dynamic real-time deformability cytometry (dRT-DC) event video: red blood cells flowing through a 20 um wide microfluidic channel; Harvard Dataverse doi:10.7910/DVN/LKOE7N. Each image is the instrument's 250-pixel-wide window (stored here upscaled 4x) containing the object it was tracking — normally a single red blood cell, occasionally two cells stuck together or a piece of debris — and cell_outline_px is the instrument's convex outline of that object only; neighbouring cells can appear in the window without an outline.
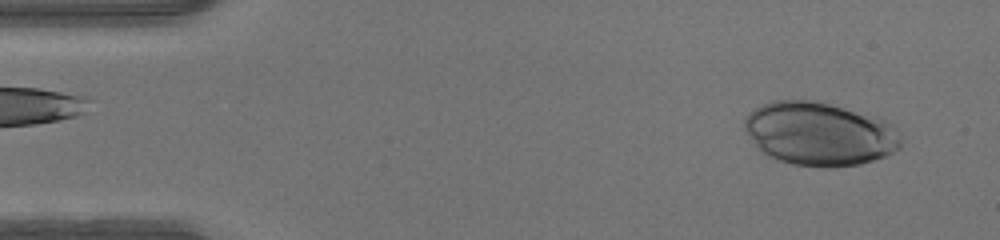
{"species": "human", "species_latin": "Homo sapiens", "temperature_condition": "warm", "stored_images_in_passage": 44, "camera_frame_rate_fps": 3000, "um_per_image_px": 0.085, "donor": {"sex": "male"}, "frame": {"image": 1, "passage_image": 1, "time_ms": 0.0, "image_size_px": [1000, 240], "cell_outline_px": [[900, 148], [884, 156], [860, 164], [836, 168], [824, 168], [792, 164], [768, 156], [760, 152], [748, 136], [744, 128], [744, 120], [748, 112], [772, 100], [816, 100], [876, 116], [892, 124], [896, 128], [900, 136]], "centroid_in_image_um": [69.64, 11.38], "position_along_channel_um": 15.4, "area_um2": 58.32}}
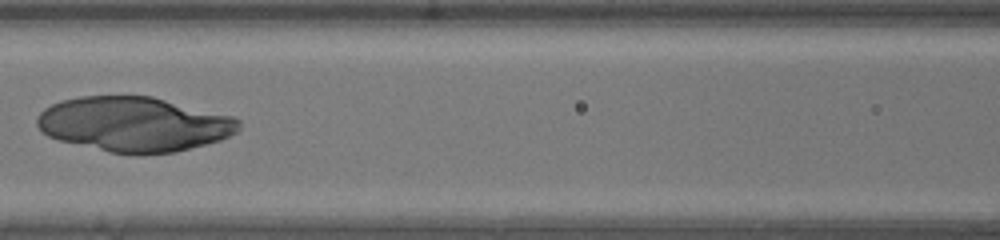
{"frame": {"image": 2, "passage_image": 18, "time_ms": 5.667, "image_size_px": [1000, 240], "cell_outline_px": [[240, 128], [236, 132], [220, 140], [176, 152], [144, 156], [140, 156], [108, 152], [60, 140], [48, 136], [36, 124], [36, 116], [44, 108], [60, 100], [80, 96], [152, 96], [232, 116], [240, 120]], "centroid_in_image_um": [11.39, 10.57], "position_along_channel_um": 155.2, "area_um2": 64.79}}